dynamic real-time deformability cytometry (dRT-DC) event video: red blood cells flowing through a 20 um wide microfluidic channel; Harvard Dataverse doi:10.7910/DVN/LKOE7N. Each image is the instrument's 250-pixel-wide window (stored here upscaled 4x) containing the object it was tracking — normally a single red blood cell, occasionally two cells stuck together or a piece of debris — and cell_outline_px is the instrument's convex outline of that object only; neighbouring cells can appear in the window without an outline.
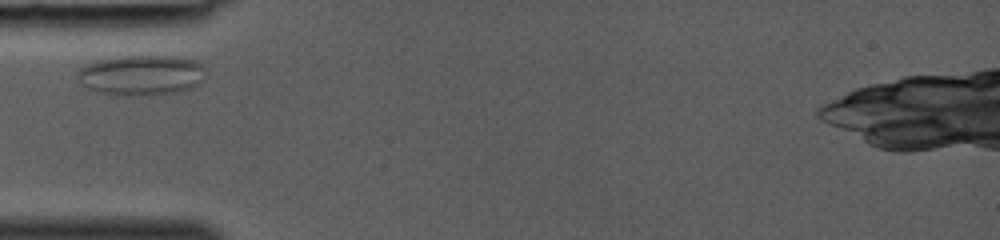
{"species": "common noctule bat (a hibernating species)", "species_latin": "Nyctalus noctula", "temperature_condition": "room temperature", "stored_images_in_passage": 10, "camera_frame_rate_fps": 3000, "um_per_image_px": 0.085, "animal": {"sex": "female", "body_mass_g": 19.0, "forearm_length_mm": 53.3}, "frame": {"image": 1, "passage_image": 1, "time_ms": 0.0, "image_size_px": [1000, 240], "cell_outline_px": [[204, 80], [200, 84], [192, 88], [176, 92], [148, 96], [124, 96], [100, 92], [88, 88], [76, 80], [76, 72], [80, 68], [96, 60], [120, 56], [176, 56], [196, 60], [204, 64]], "centroid_in_image_um": [12.03, 6.39], "position_along_channel_um": 73.0, "area_um2": 30.69}}
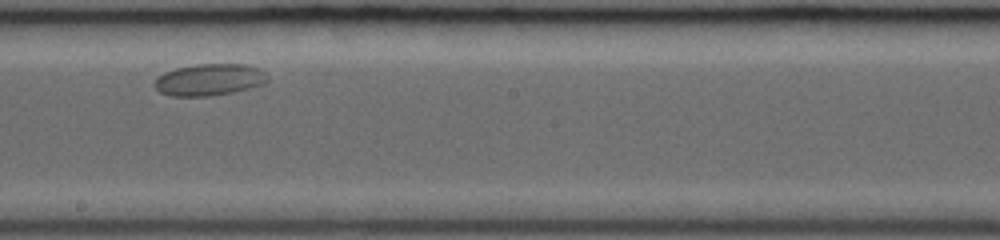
{"frame": {"image": 2, "passage_image": 6, "time_ms": 1.667, "image_size_px": [1000, 240], "cell_outline_px": [[268, 80], [264, 84], [232, 92], [208, 96], [172, 96], [160, 92], [152, 84], [156, 76], [164, 72], [176, 68], [196, 64], [244, 64], [256, 68], [264, 72]], "centroid_in_image_um": [17.73, 6.77], "position_along_channel_um": 230.5, "area_um2": 20.87}}
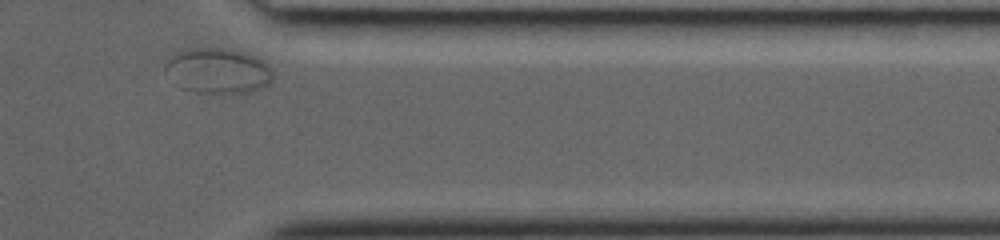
{"frame": {"image": 3, "passage_image": 10, "time_ms": 3.0, "image_size_px": [1000, 240], "cell_outline_px": [[272, 80], [268, 84], [260, 88], [244, 92], [196, 92], [180, 88], [164, 68], [164, 64], [168, 60], [184, 52], [196, 48], [216, 48], [240, 52], [252, 56], [260, 60], [272, 72]], "centroid_in_image_um": [18.51, 6.04], "position_along_channel_um": 392.9, "area_um2": 27.11}}